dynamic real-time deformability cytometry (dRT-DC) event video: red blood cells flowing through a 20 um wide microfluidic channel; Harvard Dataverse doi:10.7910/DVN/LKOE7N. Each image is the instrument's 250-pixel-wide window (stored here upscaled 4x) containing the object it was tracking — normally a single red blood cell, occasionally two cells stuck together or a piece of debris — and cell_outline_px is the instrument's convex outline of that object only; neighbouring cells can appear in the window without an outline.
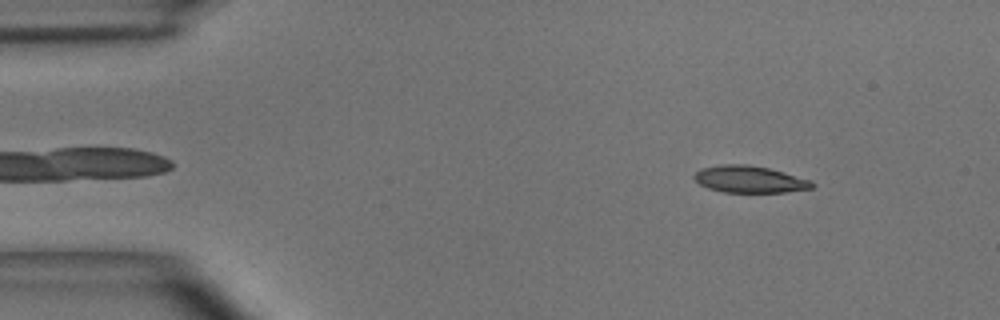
{"species": "common noctule bat (a hibernating species)", "species_latin": "Nyctalus noctula", "temperature_condition": "room temperature", "stored_images_in_passage": 13, "camera_frame_rate_fps": 3000, "um_per_image_px": 0.085, "animal": {"sex": "male", "body_mass_g": 15.6}, "frame": {"image": 1, "passage_image": 4, "time_ms": 1.0, "image_size_px": [1000, 320], "cell_outline_px": [[816, 184], [812, 188], [784, 192], [724, 192], [708, 188], [700, 184], [692, 176], [700, 168], [720, 164], [748, 164], [768, 168], [784, 172], [812, 180]], "centroid_in_image_um": [63.72, 15.23], "position_along_channel_um": 21.3, "area_um2": 18.55}}
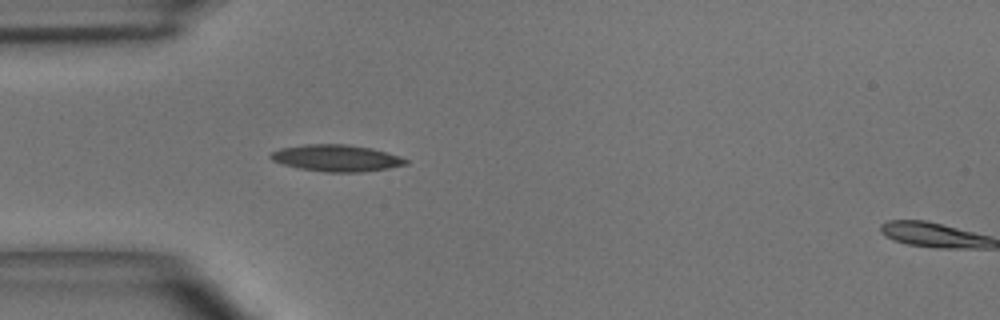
{"frame": {"image": 2, "passage_image": 12, "time_ms": 3.667, "image_size_px": [1000, 320], "cell_outline_px": [[408, 164], [388, 168], [360, 172], [324, 172], [296, 168], [272, 160], [268, 156], [272, 152], [280, 148], [304, 144], [344, 144], [372, 148], [408, 160]], "centroid_in_image_um": [28.54, 13.44], "position_along_channel_um": 56.5, "area_um2": 20.87}}